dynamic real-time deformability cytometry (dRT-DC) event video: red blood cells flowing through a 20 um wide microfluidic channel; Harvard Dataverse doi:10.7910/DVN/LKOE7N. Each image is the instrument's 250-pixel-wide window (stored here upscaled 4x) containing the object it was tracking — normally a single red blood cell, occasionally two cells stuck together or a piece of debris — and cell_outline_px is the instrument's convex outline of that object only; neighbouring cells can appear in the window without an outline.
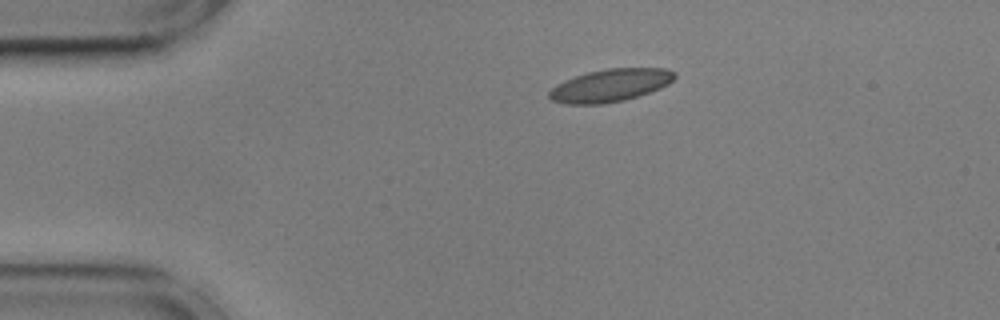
{"species": "common noctule bat (a hibernating species)", "species_latin": "Nyctalus noctula", "temperature_condition": "cold", "stored_images_in_passage": 46, "camera_frame_rate_fps": 3000, "um_per_image_px": 0.085, "animal": {"sex": "male", "body_mass_g": 17.9, "forearm_length_mm": 54.2}, "frame": {"image": 1, "passage_image": 1, "time_ms": 0.0, "image_size_px": [1000, 320], "cell_outline_px": [[676, 76], [668, 84], [660, 88], [624, 100], [604, 104], [568, 104], [552, 100], [548, 96], [548, 92], [556, 84], [564, 80], [588, 72], [608, 68], [664, 68], [676, 72]], "centroid_in_image_um": [51.86, 7.25], "position_along_channel_um": 33.1, "area_um2": 23.76}}
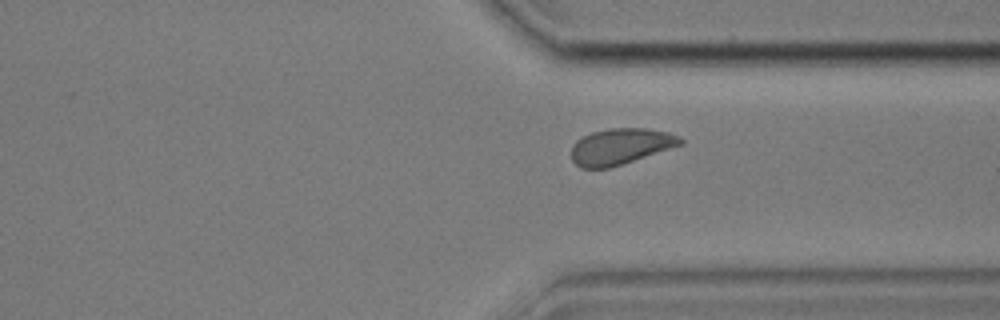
{"frame": {"image": 2, "passage_image": 32, "time_ms": 10.333, "image_size_px": [1000, 320], "cell_outline_px": [[684, 144], [608, 168], [580, 168], [572, 160], [572, 144], [576, 140], [592, 132], [608, 128], [644, 128], [668, 132], [680, 136], [684, 140]], "centroid_in_image_um": [52.75, 12.43], "position_along_channel_um": 358.7, "area_um2": 22.83}}
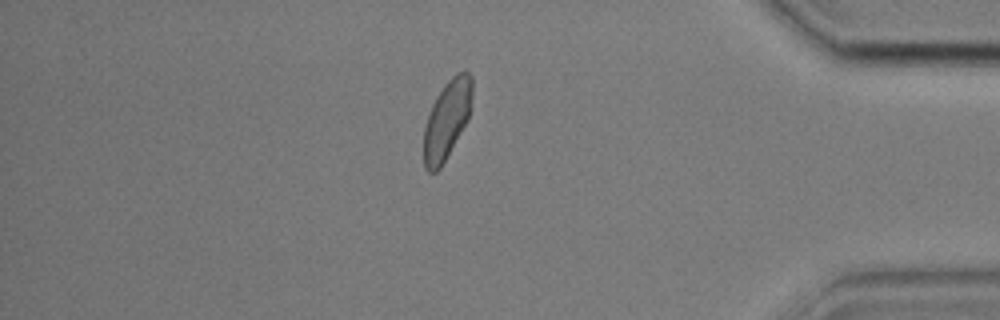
{"frame": {"image": 3, "passage_image": 38, "time_ms": 12.333, "image_size_px": [1000, 320], "cell_outline_px": [[472, 96], [468, 116], [464, 124], [440, 168], [436, 172], [428, 172], [424, 168], [424, 128], [432, 104], [436, 96], [444, 84], [456, 72], [464, 68], [472, 76]], "centroid_in_image_um": [37.97, 10.11], "position_along_channel_um": 397.2, "area_um2": 21.85}, "authors_computed_cell_mechanics": {"area_um2": 22.8888, "velocity_mm_per_s": 3.5619, "shape_relaxation_time_tau1_ms": 2.7332, "shape_relaxation_time_tau2_ms": 2.1701, "deformation_change_tau1": 0.1001, "deformation_change_tau2": 0.0661}}